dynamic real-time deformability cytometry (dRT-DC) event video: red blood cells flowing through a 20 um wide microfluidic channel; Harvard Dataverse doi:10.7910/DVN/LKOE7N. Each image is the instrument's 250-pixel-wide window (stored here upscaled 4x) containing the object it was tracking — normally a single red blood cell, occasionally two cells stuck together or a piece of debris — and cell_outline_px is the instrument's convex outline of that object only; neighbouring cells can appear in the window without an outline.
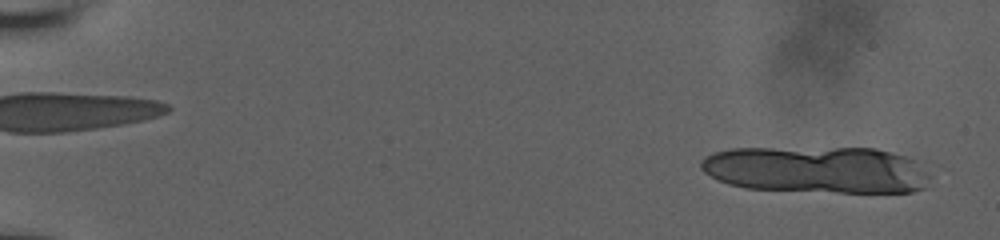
{"species": "human", "species_latin": "Homo sapiens", "temperature_condition": "room temperature", "stored_images_in_passage": 14, "camera_frame_rate_fps": 3000, "um_per_image_px": 0.085, "donor": {"sex": "male"}, "frame": {"image": 1, "passage_image": 2, "time_ms": 0.333, "image_size_px": [1000, 240], "cell_outline_px": [[932, 176], [928, 188], [912, 192], [840, 192], [744, 188], [728, 184], [704, 172], [700, 168], [700, 160], [704, 156], [728, 148], [876, 148], [904, 156], [916, 160], [932, 172]], "centroid_in_image_um": [69.5, 14.42], "position_along_channel_um": 15.5, "area_um2": 63.35}}